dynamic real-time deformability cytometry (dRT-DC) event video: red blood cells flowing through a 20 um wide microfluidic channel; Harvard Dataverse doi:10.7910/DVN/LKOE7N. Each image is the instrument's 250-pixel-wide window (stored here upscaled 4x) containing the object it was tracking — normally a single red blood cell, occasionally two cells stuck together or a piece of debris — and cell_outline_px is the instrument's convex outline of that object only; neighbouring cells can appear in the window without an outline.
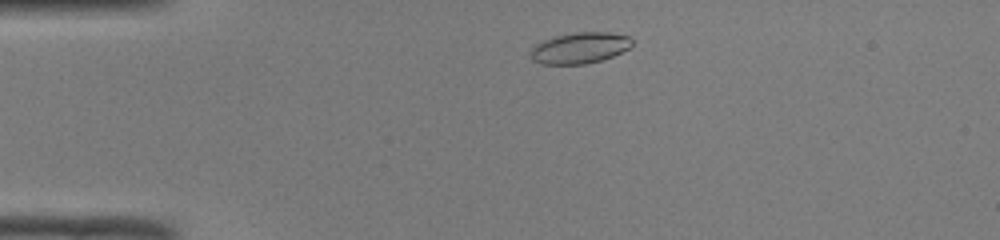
{"species": "common noctule bat (a hibernating species)", "species_latin": "Nyctalus noctula", "temperature_condition": "room temperature", "stored_images_in_passage": 42, "camera_frame_rate_fps": 3000, "um_per_image_px": 0.085, "animal": {"sex": "male", "body_mass_g": 19.0, "forearm_length_mm": 50.8}, "frame": {"image": 1, "passage_image": 3, "time_ms": 0.667, "image_size_px": [1000, 240], "cell_outline_px": [[632, 44], [628, 48], [612, 56], [600, 60], [584, 64], [540, 64], [532, 60], [532, 48], [536, 44], [544, 40], [556, 36], [576, 32], [608, 32], [628, 36], [632, 40]], "centroid_in_image_um": [49.27, 4.07], "position_along_channel_um": 35.7, "area_um2": 18.09}}
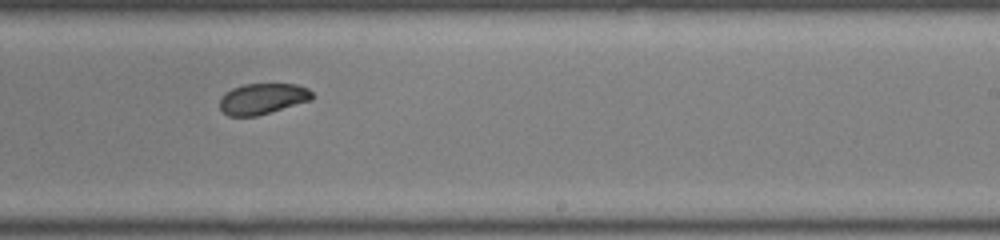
{"frame": {"image": 2, "passage_image": 23, "time_ms": 7.333, "image_size_px": [1000, 240], "cell_outline_px": [[316, 96], [312, 100], [256, 116], [228, 116], [220, 108], [220, 96], [224, 92], [232, 88], [244, 84], [296, 84], [308, 88]], "centroid_in_image_um": [22.33, 8.38], "position_along_channel_um": 266.7, "area_um2": 16.76}}
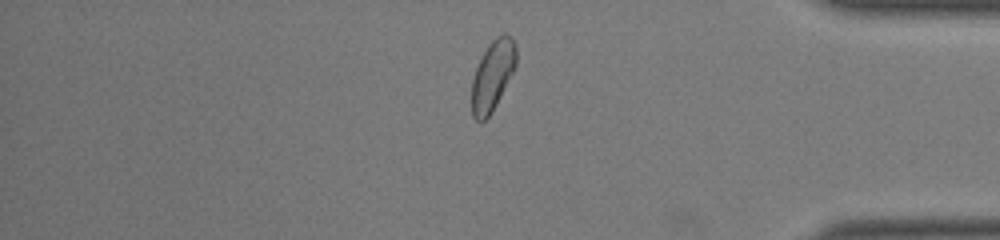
{"frame": {"image": 3, "passage_image": 34, "time_ms": 11.0, "image_size_px": [1000, 240], "cell_outline_px": [[516, 64], [492, 112], [480, 124], [472, 116], [472, 80], [476, 68], [488, 44], [496, 36], [504, 32], [516, 44]], "centroid_in_image_um": [41.85, 6.42], "position_along_channel_um": 393.3, "area_um2": 17.86}, "authors_computed_cell_mechanics": {"area_um2": 18.1203, "velocity_mm_per_s": 4.0963, "shape_relaxation_time_tau1_ms": 3.0872, "shape_relaxation_time_tau2_ms": 2.9134, "deformation_change_tau1": 0.0955, "deformation_change_tau2": 0.0691}}